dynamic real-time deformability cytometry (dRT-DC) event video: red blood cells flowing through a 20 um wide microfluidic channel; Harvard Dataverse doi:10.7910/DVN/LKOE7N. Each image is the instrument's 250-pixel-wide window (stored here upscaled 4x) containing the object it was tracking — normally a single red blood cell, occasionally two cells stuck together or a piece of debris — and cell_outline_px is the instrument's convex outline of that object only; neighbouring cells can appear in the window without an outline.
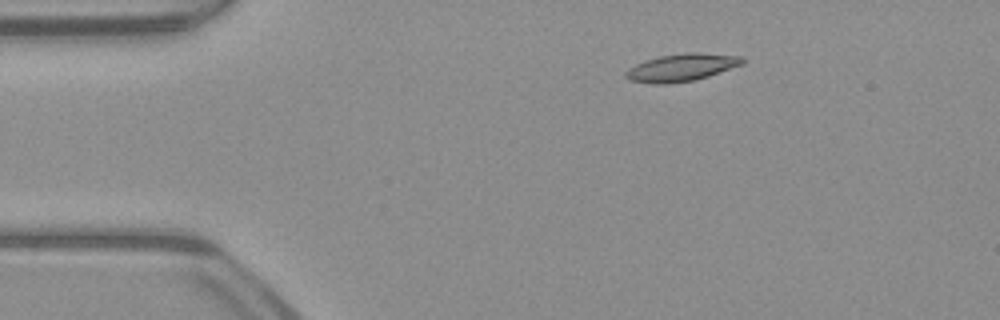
{"species": "common noctule bat (a hibernating species)", "species_latin": "Nyctalus noctula", "temperature_condition": "warm", "stored_images_in_passage": 45, "camera_frame_rate_fps": 3000, "um_per_image_px": 0.085, "animal": {"sex": "male", "body_mass_g": 23.1, "forearm_length_mm": 52.7}, "frame": {"image": 1, "passage_image": 2, "time_ms": 0.333, "image_size_px": [1000, 320], "cell_outline_px": [[744, 64], [696, 80], [668, 84], [652, 84], [628, 80], [624, 76], [624, 72], [628, 68], [644, 60], [660, 56], [688, 52], [700, 52], [744, 56]], "centroid_in_image_um": [57.92, 5.74], "position_along_channel_um": 27.1, "area_um2": 19.02}}
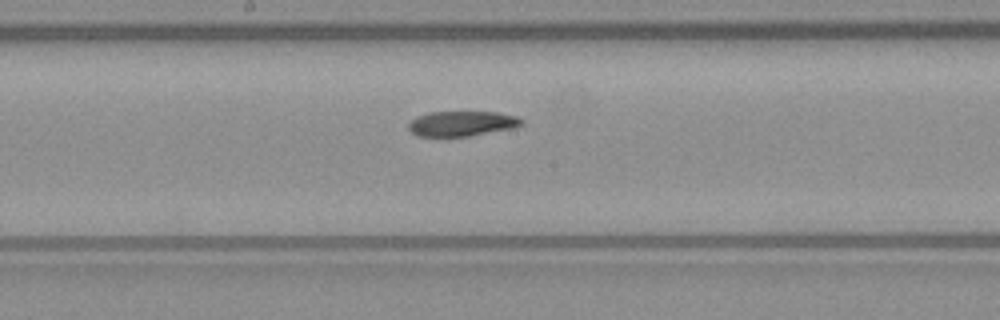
{"frame": {"image": 2, "passage_image": 20, "time_ms": 6.333, "image_size_px": [1000, 320], "cell_outline_px": [[524, 124], [516, 128], [468, 136], [416, 136], [408, 128], [408, 124], [416, 116], [428, 112], [496, 112], [516, 116], [524, 120]], "centroid_in_image_um": [39.28, 10.5], "position_along_channel_um": 208.9, "area_um2": 16.65}}
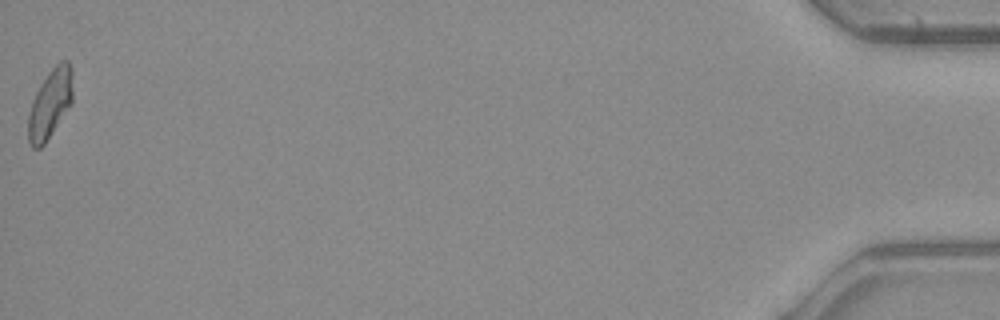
{"frame": {"image": 3, "passage_image": 45, "time_ms": 14.667, "image_size_px": [1000, 320], "cell_outline_px": [[72, 104], [44, 144], [40, 148], [32, 148], [28, 140], [28, 112], [32, 100], [40, 84], [48, 72], [60, 60], [68, 60], [72, 68]], "centroid_in_image_um": [4.26, 8.8], "position_along_channel_um": 430.9, "area_um2": 18.09}}